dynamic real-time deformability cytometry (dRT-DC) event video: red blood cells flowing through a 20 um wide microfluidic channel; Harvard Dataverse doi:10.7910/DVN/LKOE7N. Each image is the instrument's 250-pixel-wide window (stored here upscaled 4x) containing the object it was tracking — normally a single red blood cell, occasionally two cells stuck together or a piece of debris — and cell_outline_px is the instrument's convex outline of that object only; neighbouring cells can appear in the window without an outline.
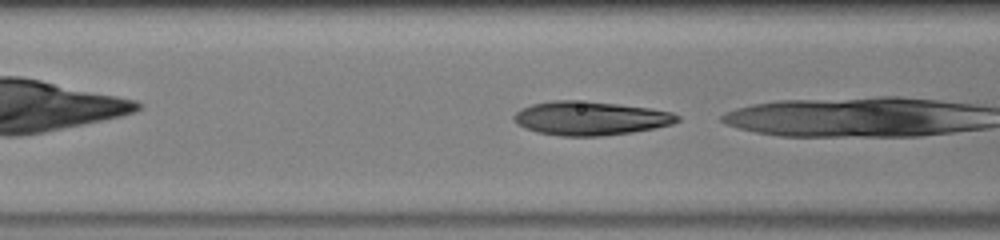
{"species": "human", "species_latin": "Homo sapiens", "temperature_condition": "warm", "stored_images_in_passage": 11, "camera_frame_rate_fps": 3000, "um_per_image_px": 0.085, "donor": {"sex": "male"}, "frame": {"image": 1, "passage_image": 5, "time_ms": 1.333, "image_size_px": [1000, 240], "cell_outline_px": [[680, 120], [672, 124], [656, 128], [632, 132], [600, 136], [560, 136], [536, 132], [524, 128], [516, 124], [512, 120], [512, 116], [520, 108], [532, 104], [552, 100], [572, 100], [620, 104], [648, 108], [672, 112], [680, 116]], "centroid_in_image_um": [50.14, 10.05], "position_along_channel_um": 116.5, "area_um2": 32.43}}